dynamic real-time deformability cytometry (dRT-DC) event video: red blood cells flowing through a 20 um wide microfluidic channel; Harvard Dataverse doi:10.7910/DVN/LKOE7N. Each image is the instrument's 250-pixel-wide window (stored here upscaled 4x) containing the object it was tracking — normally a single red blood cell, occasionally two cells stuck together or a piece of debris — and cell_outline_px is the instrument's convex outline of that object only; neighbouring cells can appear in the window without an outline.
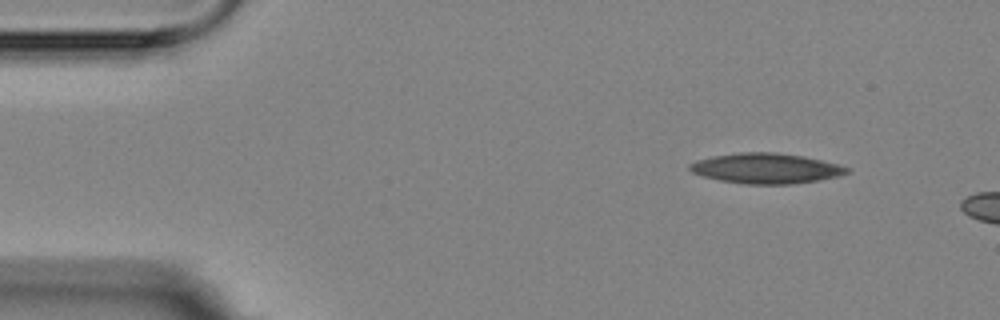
{"species": "Egyptian fruit bat (a non-hibernating species)", "species_latin": "Rousettus aegyptiacus", "temperature_condition": "room temperature", "stored_images_in_passage": 3, "camera_frame_rate_fps": 3000, "um_per_image_px": 0.085, "animal": {"sex": "female"}, "frame": {"image": 1, "passage_image": 1, "time_ms": 0.0, "image_size_px": [1000, 320], "cell_outline_px": [[852, 172], [840, 176], [820, 180], [792, 184], [744, 184], [720, 180], [704, 176], [692, 172], [688, 168], [688, 164], [696, 160], [712, 156], [740, 152], [776, 152], [804, 156], [840, 164], [852, 168]], "centroid_in_image_um": [65.18, 14.31], "position_along_channel_um": 19.8, "area_um2": 28.09}}